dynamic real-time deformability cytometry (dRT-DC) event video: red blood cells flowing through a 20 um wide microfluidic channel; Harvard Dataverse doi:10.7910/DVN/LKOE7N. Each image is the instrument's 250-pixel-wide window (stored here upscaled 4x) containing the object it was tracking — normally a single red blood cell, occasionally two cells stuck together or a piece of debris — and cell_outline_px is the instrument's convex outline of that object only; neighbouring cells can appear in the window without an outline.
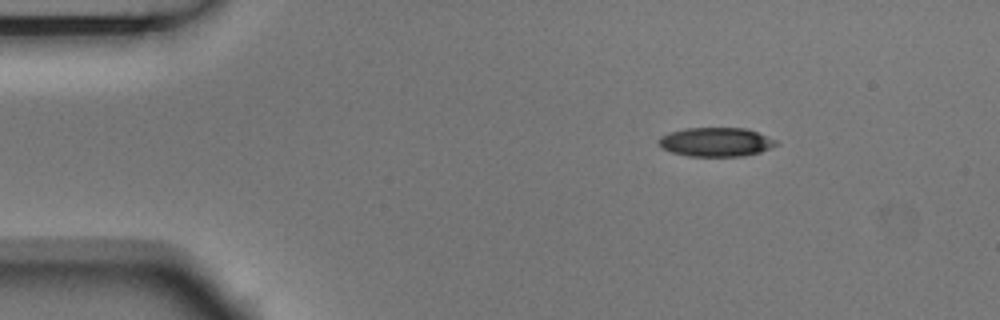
{"species": "Egyptian fruit bat (a non-hibernating species)", "species_latin": "Rousettus aegyptiacus", "temperature_condition": "room temperature", "stored_images_in_passage": 6, "camera_frame_rate_fps": 3000, "um_per_image_px": 0.085, "animal": {"sex": "male"}, "frame": {"image": 1, "passage_image": 6, "time_ms": 1.667, "image_size_px": [1000, 320], "cell_outline_px": [[780, 144], [760, 152], [744, 156], [688, 156], [672, 152], [664, 148], [656, 140], [660, 136], [668, 132], [684, 128], [744, 128], [756, 132], [776, 140]], "centroid_in_image_um": [60.84, 12.07], "position_along_channel_um": 24.2, "area_um2": 19.83}}